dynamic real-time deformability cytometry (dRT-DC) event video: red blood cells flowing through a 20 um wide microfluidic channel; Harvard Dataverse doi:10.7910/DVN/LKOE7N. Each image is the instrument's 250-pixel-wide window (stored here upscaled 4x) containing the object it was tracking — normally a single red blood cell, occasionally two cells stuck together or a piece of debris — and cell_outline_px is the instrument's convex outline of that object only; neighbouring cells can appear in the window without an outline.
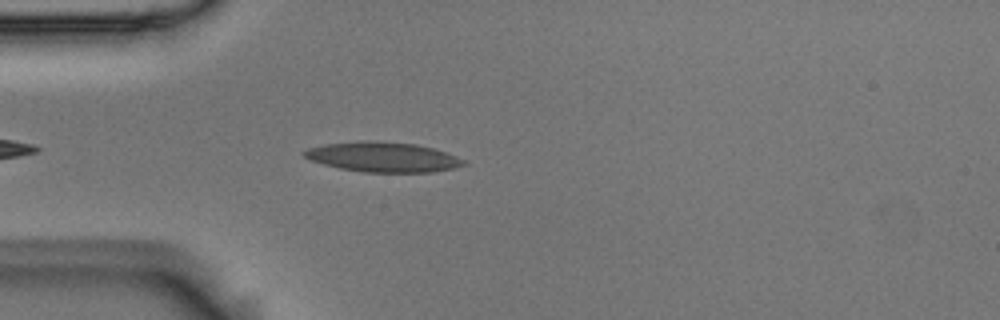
{"species": "Egyptian fruit bat (a non-hibernating species)", "species_latin": "Rousettus aegyptiacus", "temperature_condition": "room temperature", "stored_images_in_passage": 15, "camera_frame_rate_fps": 3000, "um_per_image_px": 0.085, "animal": {"sex": "male"}, "frame": {"image": 1, "passage_image": 4, "time_ms": 1.0, "image_size_px": [1000, 320], "cell_outline_px": [[468, 164], [452, 168], [432, 172], [364, 172], [340, 168], [324, 164], [312, 160], [304, 156], [300, 152], [308, 148], [324, 144], [364, 140], [368, 140], [416, 144], [432, 148], [468, 160]], "centroid_in_image_um": [32.55, 13.34], "position_along_channel_um": 52.4, "area_um2": 27.74}}
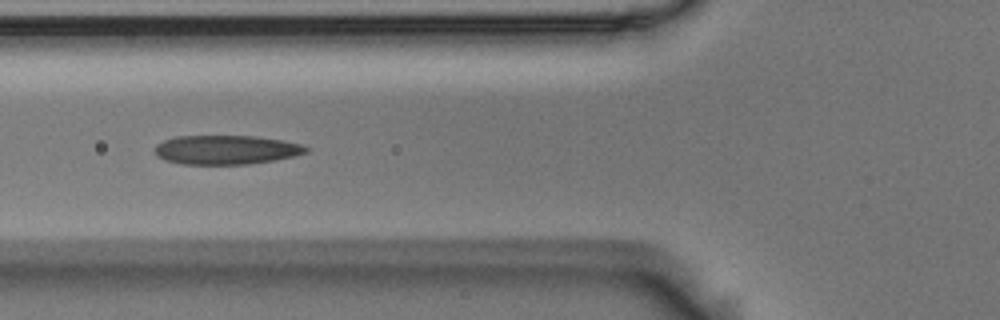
{"frame": {"image": 2, "passage_image": 9, "time_ms": 2.667, "image_size_px": [1000, 320], "cell_outline_px": [[312, 148], [308, 152], [292, 156], [272, 160], [248, 164], [184, 164], [164, 160], [156, 156], [156, 144], [164, 140], [176, 136], [256, 136], [280, 140], [300, 144]], "centroid_in_image_um": [19.21, 12.73], "position_along_channel_um": 106.6, "area_um2": 25.55}}
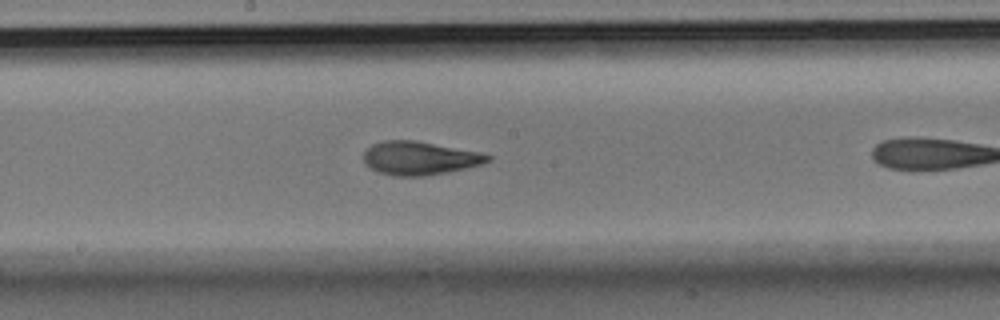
{"frame": {"image": 3, "passage_image": 14, "time_ms": 4.333, "image_size_px": [1000, 320], "cell_outline_px": [[492, 160], [484, 164], [448, 172], [424, 176], [392, 176], [380, 172], [364, 164], [364, 152], [372, 144], [384, 140], [416, 140], [480, 152], [492, 156]], "centroid_in_image_um": [35.69, 13.44], "position_along_channel_um": 212.5, "area_um2": 24.33}}